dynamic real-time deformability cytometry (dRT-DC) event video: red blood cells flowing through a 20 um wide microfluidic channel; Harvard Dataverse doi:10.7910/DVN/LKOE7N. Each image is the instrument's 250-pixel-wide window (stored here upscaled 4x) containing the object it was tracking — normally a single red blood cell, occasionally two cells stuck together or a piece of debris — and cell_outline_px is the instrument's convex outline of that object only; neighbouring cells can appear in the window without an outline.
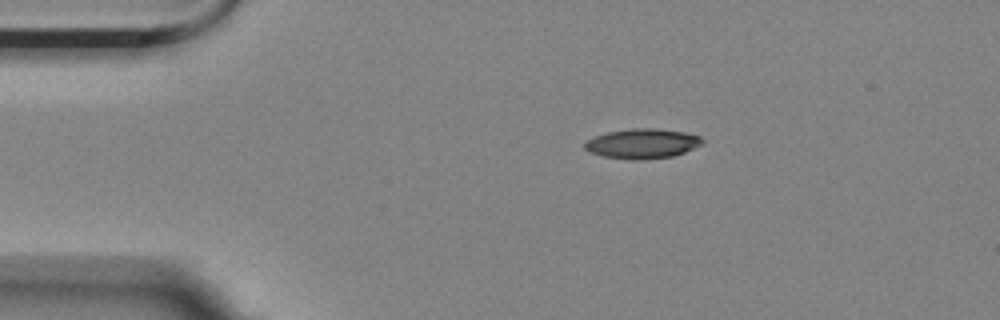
{"species": "Egyptian fruit bat (a non-hibernating species)", "species_latin": "Rousettus aegyptiacus", "temperature_condition": "room temperature", "stored_images_in_passage": 4, "camera_frame_rate_fps": 3000, "um_per_image_px": 0.085, "animal": {"sex": "female"}, "frame": {"image": 1, "passage_image": 1, "time_ms": 0.0, "image_size_px": [1000, 320], "cell_outline_px": [[704, 144], [684, 152], [672, 156], [644, 160], [628, 160], [604, 156], [592, 152], [584, 148], [584, 144], [588, 140], [596, 136], [608, 132], [632, 128], [656, 128], [684, 132], [700, 136], [704, 140]], "centroid_in_image_um": [54.64, 12.21], "position_along_channel_um": 30.4, "area_um2": 20.4}}
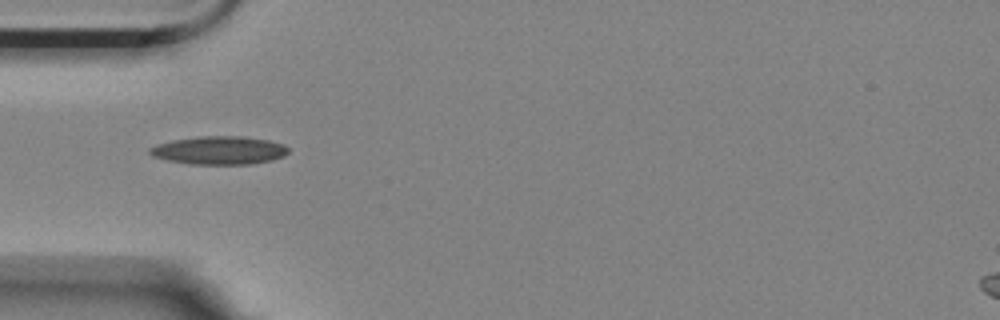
{"frame": {"image": 2, "passage_image": 3, "time_ms": 0.667, "image_size_px": [1000, 320], "cell_outline_px": [[288, 152], [284, 156], [272, 160], [252, 164], [192, 164], [168, 160], [152, 156], [148, 152], [148, 148], [156, 144], [172, 140], [200, 136], [240, 136], [268, 140], [284, 144], [288, 148]], "centroid_in_image_um": [18.62, 12.77], "position_along_channel_um": 66.4, "area_um2": 22.83}}
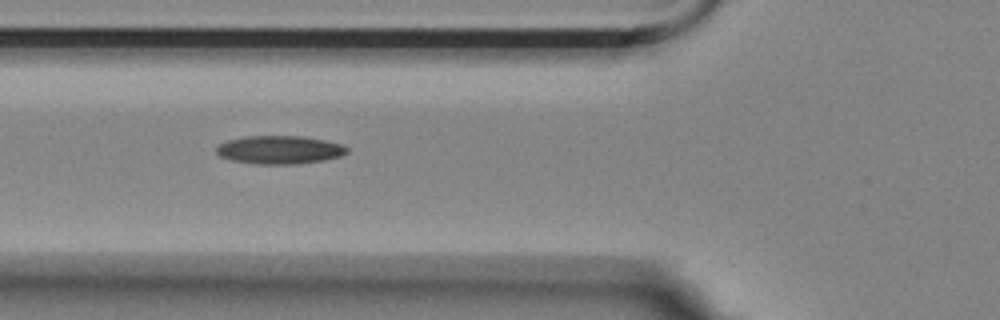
{"frame": {"image": 3, "passage_image": 4, "time_ms": 1.0, "image_size_px": [1000, 320], "cell_outline_px": [[348, 152], [340, 156], [324, 160], [292, 164], [260, 164], [232, 160], [220, 156], [216, 152], [216, 148], [220, 144], [228, 140], [244, 136], [300, 136], [324, 140], [340, 144], [348, 148]], "centroid_in_image_um": [23.75, 12.73], "position_along_channel_um": 102.0, "area_um2": 21.27}}